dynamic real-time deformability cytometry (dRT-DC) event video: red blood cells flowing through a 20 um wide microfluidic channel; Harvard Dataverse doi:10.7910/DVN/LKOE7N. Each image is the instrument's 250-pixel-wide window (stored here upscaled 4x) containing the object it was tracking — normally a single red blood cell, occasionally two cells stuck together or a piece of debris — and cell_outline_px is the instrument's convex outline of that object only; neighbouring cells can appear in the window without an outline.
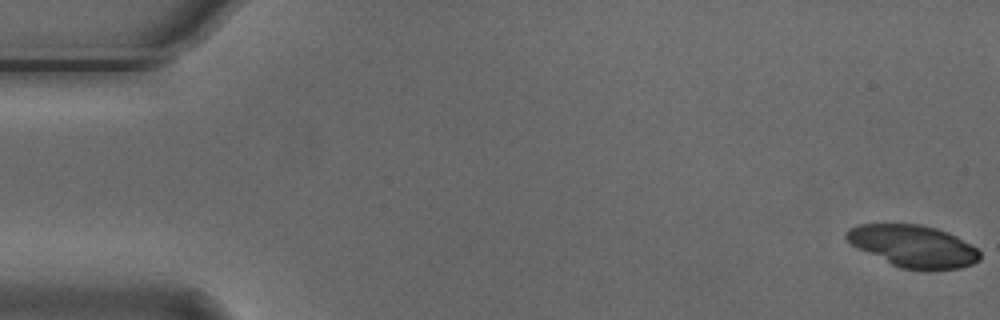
{"species": "Egyptian fruit bat (a non-hibernating species)", "species_latin": "Rousettus aegyptiacus", "temperature_condition": "cold", "stored_images_in_passage": 5, "camera_frame_rate_fps": 3000, "um_per_image_px": 0.085, "animal": {"sex": "male"}, "frame": {"image": 1, "passage_image": 1, "time_ms": 0.0, "image_size_px": [1000, 320], "cell_outline_px": [[980, 260], [972, 264], [960, 268], [928, 272], [900, 268], [852, 244], [844, 236], [844, 232], [848, 228], [860, 224], [920, 224], [936, 228], [948, 232], [956, 236], [976, 248], [980, 252]], "centroid_in_image_um": [77.66, 20.94], "position_along_channel_um": 7.3, "area_um2": 32.77}}